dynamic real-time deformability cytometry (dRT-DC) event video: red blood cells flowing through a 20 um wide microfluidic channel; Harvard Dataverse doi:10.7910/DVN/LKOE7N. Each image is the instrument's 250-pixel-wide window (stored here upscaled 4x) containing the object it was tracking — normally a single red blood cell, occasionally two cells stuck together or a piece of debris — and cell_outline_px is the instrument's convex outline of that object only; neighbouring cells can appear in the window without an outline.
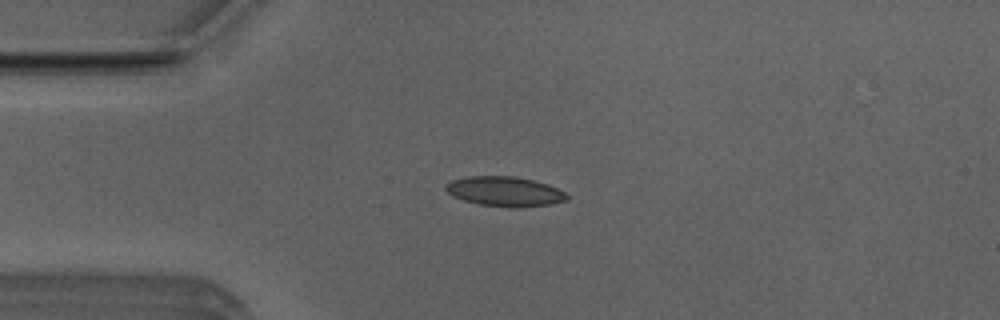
{"species": "Egyptian fruit bat (a non-hibernating species)", "species_latin": "Rousettus aegyptiacus", "temperature_condition": "room temperature", "stored_images_in_passage": 46, "camera_frame_rate_fps": 3000, "um_per_image_px": 0.085, "animal": {"sex": "male"}, "frame": {"image": 1, "passage_image": 12, "time_ms": 3.667, "image_size_px": [1000, 320], "cell_outline_px": [[568, 200], [552, 204], [520, 208], [516, 208], [480, 204], [464, 200], [452, 196], [444, 188], [444, 184], [452, 180], [468, 176], [516, 176], [548, 184], [564, 192], [568, 196]], "centroid_in_image_um": [42.9, 16.27], "position_along_channel_um": 42.1, "area_um2": 21.1}}
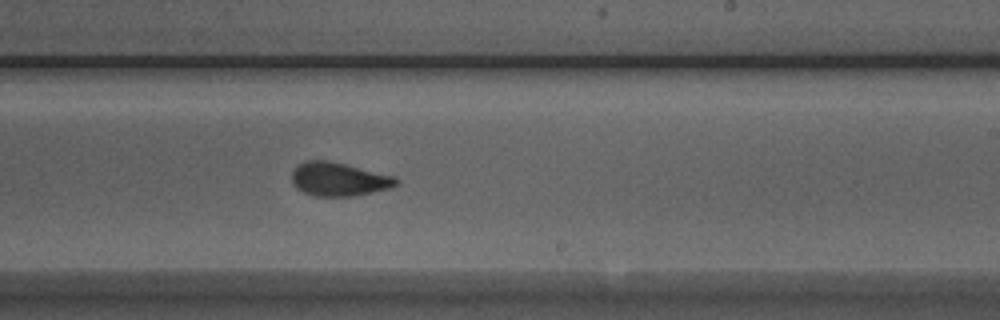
{"frame": {"image": 2, "passage_image": 30, "time_ms": 9.667, "image_size_px": [1000, 320], "cell_outline_px": [[400, 180], [392, 188], [356, 196], [316, 196], [304, 192], [296, 188], [292, 184], [292, 172], [296, 164], [304, 160], [328, 160], [396, 176]], "centroid_in_image_um": [28.8, 15.23], "position_along_channel_um": 260.2, "area_um2": 20.75}}
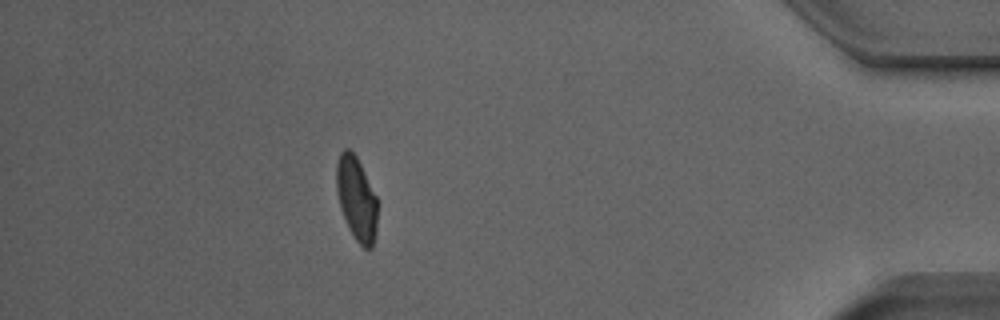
{"frame": {"image": 3, "passage_image": 45, "time_ms": 14.667, "image_size_px": [1000, 320], "cell_outline_px": [[380, 200], [376, 232], [372, 248], [364, 248], [356, 240], [348, 228], [340, 208], [336, 192], [336, 164], [340, 152], [344, 148], [348, 148], [356, 156]], "centroid_in_image_um": [30.33, 16.88], "position_along_channel_um": 404.9, "area_um2": 20.69}}